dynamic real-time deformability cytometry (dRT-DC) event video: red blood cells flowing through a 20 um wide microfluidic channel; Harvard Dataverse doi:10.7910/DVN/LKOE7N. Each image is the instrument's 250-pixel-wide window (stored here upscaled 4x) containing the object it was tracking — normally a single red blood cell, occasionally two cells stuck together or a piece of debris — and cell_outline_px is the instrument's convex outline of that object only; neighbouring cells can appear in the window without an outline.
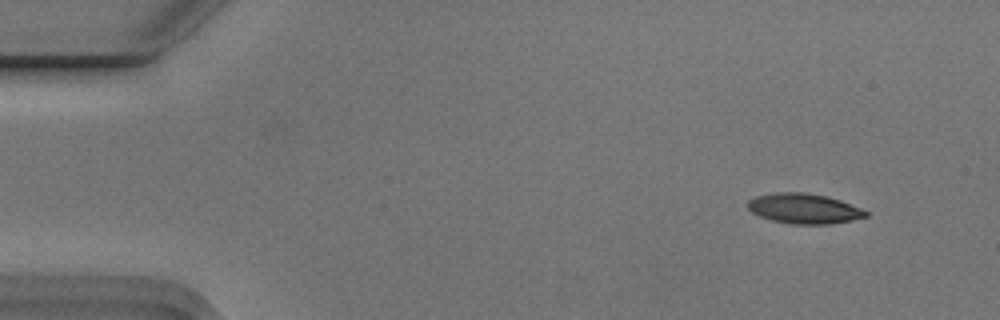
{"species": "Egyptian fruit bat (a non-hibernating species)", "species_latin": "Rousettus aegyptiacus", "temperature_condition": "cold", "stored_images_in_passage": 4, "camera_frame_rate_fps": 3000, "um_per_image_px": 0.085, "animal": {"sex": "male"}, "frame": {"image": 1, "passage_image": 1, "time_ms": 0.0, "image_size_px": [1000, 320], "cell_outline_px": [[868, 216], [852, 220], [832, 224], [792, 224], [772, 220], [760, 216], [752, 212], [748, 208], [748, 200], [756, 196], [776, 192], [804, 192], [828, 196], [840, 200], [860, 208], [868, 212]], "centroid_in_image_um": [68.34, 17.72], "position_along_channel_um": 16.7, "area_um2": 20.69}}
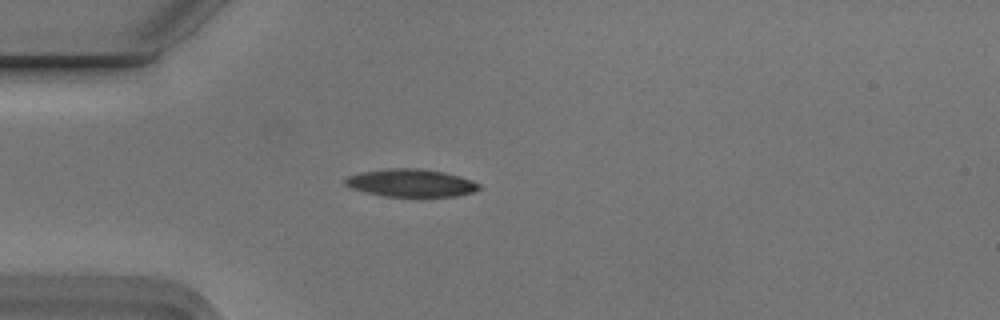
{"frame": {"image": 2, "passage_image": 4, "time_ms": 1.0, "image_size_px": [1000, 320], "cell_outline_px": [[480, 188], [472, 192], [456, 196], [384, 196], [364, 192], [352, 188], [344, 184], [344, 180], [348, 176], [360, 172], [388, 168], [420, 168], [444, 172], [460, 176], [472, 180], [480, 184]], "centroid_in_image_um": [34.92, 15.54], "position_along_channel_um": 50.1, "area_um2": 21.62}}